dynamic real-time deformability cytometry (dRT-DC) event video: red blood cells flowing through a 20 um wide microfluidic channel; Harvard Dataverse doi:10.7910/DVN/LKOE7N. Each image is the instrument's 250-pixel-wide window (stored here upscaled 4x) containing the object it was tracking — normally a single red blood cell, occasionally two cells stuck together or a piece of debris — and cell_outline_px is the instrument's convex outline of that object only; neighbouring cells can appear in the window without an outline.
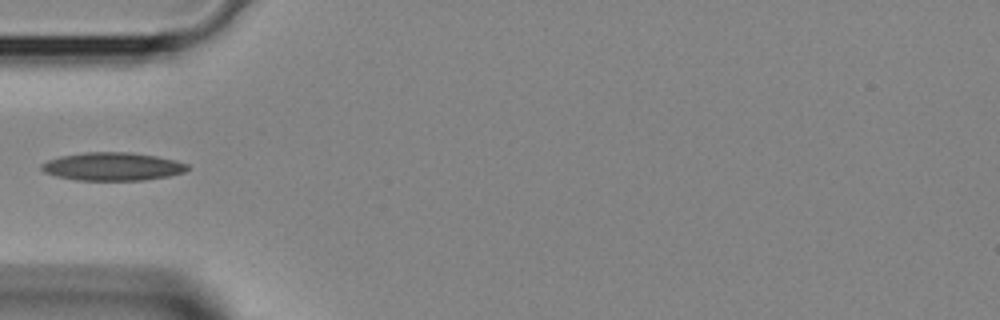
{"species": "Egyptian fruit bat (a non-hibernating species)", "species_latin": "Rousettus aegyptiacus", "temperature_condition": "room temperature", "stored_images_in_passage": 2, "camera_frame_rate_fps": 3000, "um_per_image_px": 0.085, "animal": {"sex": "female"}, "frame": {"image": 1, "passage_image": 2, "time_ms": 0.333, "image_size_px": [1000, 320], "cell_outline_px": [[188, 168], [184, 172], [168, 176], [140, 180], [76, 180], [56, 176], [44, 172], [40, 168], [40, 164], [48, 160], [60, 156], [84, 152], [132, 152], [156, 156], [176, 160], [188, 164]], "centroid_in_image_um": [9.54, 14.14], "position_along_channel_um": 75.5, "area_um2": 23.93}}